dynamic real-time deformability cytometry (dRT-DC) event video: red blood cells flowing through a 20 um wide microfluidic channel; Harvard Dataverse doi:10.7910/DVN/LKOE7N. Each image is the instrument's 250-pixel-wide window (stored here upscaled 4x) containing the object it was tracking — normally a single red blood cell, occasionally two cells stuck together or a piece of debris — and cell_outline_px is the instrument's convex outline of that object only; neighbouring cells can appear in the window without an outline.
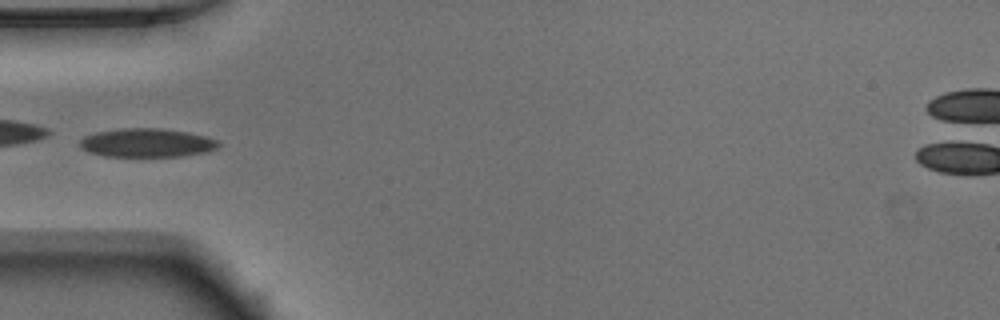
{"species": "Egyptian fruit bat (a non-hibernating species)", "species_latin": "Rousettus aegyptiacus", "temperature_condition": "warm", "stored_images_in_passage": 35, "camera_frame_rate_fps": 3000, "um_per_image_px": 0.085, "animal": {"sex": "male"}, "frame": {"image": 1, "passage_image": 1, "time_ms": 0.0, "image_size_px": [1000, 320], "cell_outline_px": [[220, 144], [216, 148], [208, 152], [184, 156], [104, 156], [88, 152], [80, 148], [80, 140], [84, 136], [96, 132], [120, 128], [164, 128], [188, 132], [208, 136], [220, 140]], "centroid_in_image_um": [12.52, 12.13], "position_along_channel_um": 72.5, "area_um2": 23.52}}